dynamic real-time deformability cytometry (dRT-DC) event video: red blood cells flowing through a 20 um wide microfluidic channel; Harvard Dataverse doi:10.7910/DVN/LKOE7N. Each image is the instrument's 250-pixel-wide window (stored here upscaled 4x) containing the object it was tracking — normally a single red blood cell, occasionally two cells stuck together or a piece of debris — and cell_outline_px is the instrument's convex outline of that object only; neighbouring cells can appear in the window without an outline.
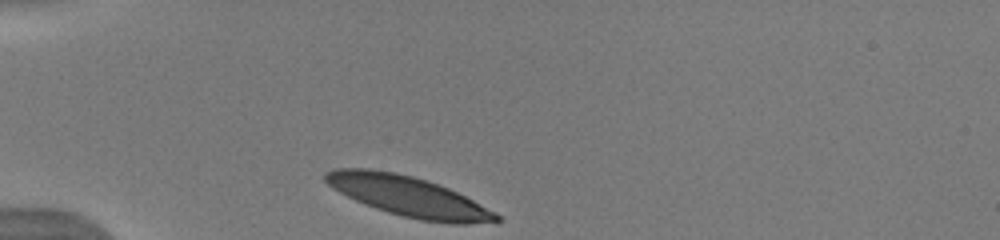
{"species": "human", "species_latin": "Homo sapiens", "temperature_condition": "warm", "stored_images_in_passage": 32, "camera_frame_rate_fps": 3000, "um_per_image_px": 0.085, "donor": {"sex": "male"}, "frame": {"image": 1, "passage_image": 1, "time_ms": 0.0, "image_size_px": [1000, 240], "cell_outline_px": [[500, 220], [468, 224], [452, 224], [420, 220], [388, 212], [376, 208], [356, 200], [332, 188], [324, 180], [324, 172], [332, 168], [368, 168], [396, 172], [412, 176], [448, 188], [496, 212], [500, 216]], "centroid_in_image_um": [34.67, 16.68], "position_along_channel_um": 50.3, "area_um2": 39.54}}
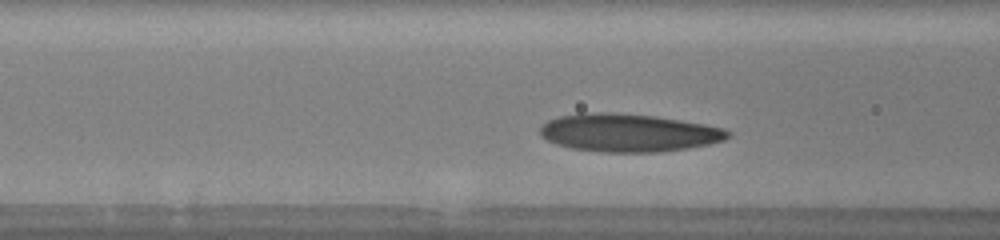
{"frame": {"image": 2, "passage_image": 8, "time_ms": 2.333, "image_size_px": [1000, 240], "cell_outline_px": [[732, 132], [724, 140], [708, 144], [688, 148], [660, 152], [600, 152], [572, 148], [556, 144], [540, 136], [540, 124], [548, 120], [560, 116], [580, 112], [612, 112], [656, 116], [704, 124], [724, 128]], "centroid_in_image_um": [53.39, 11.27], "position_along_channel_um": 113.2, "area_um2": 41.79}}
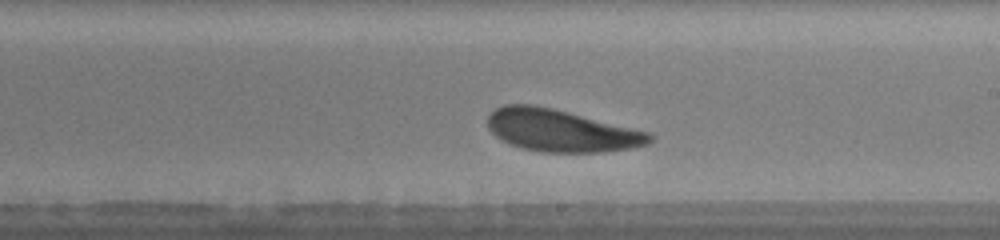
{"frame": {"image": 3, "passage_image": 18, "time_ms": 5.667, "image_size_px": [1000, 240], "cell_outline_px": [[652, 140], [648, 144], [632, 148], [600, 152], [540, 152], [508, 144], [496, 136], [488, 128], [488, 116], [496, 108], [504, 104], [532, 104], [552, 108], [648, 132], [652, 136]], "centroid_in_image_um": [47.65, 11.1], "position_along_channel_um": 241.3, "area_um2": 39.48}, "authors_computed_cell_mechanics": {"area_um2": 40.4022, "velocity_mm_per_s": 3.8467, "shape_relaxation_time_tau1_ms": 1.8336, "shape_relaxation_time_tau2_ms": 4.1197, "deformation_change_tau1": 0.0968, "deformation_change_tau2": 0.1281}}